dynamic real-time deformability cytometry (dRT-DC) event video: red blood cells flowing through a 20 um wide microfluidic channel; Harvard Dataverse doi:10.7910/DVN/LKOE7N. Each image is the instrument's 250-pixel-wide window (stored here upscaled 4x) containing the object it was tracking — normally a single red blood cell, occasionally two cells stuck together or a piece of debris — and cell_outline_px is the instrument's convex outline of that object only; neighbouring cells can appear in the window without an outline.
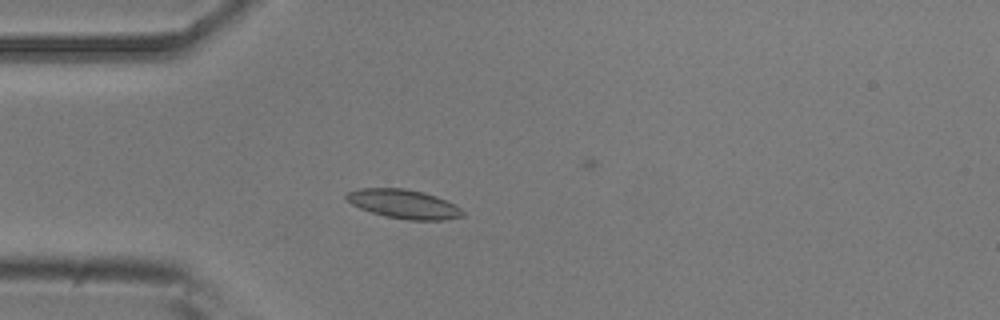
{"species": "common noctule bat (a hibernating species)", "species_latin": "Nyctalus noctula", "temperature_condition": "room temperature", "stored_images_in_passage": 17, "camera_frame_rate_fps": 3000, "um_per_image_px": 0.085, "animal": {"sex": "male", "body_mass_g": 20.5, "forearm_length_mm": 52.5}, "frame": {"image": 1, "passage_image": 14, "time_ms": 4.333, "image_size_px": [1000, 320], "cell_outline_px": [[464, 216], [444, 220], [408, 220], [384, 216], [360, 208], [352, 204], [344, 196], [348, 192], [360, 188], [404, 188], [424, 192], [436, 196], [460, 208], [464, 212]], "centroid_in_image_um": [34.31, 17.34], "position_along_channel_um": 50.7, "area_um2": 19.54}}